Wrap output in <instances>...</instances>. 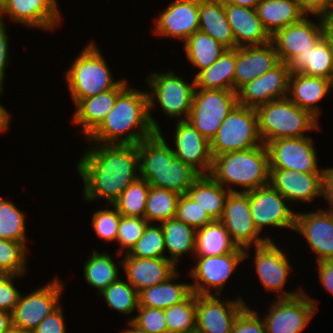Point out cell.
Here are the masks:
<instances>
[{"instance_id": "1", "label": "cell", "mask_w": 333, "mask_h": 333, "mask_svg": "<svg viewBox=\"0 0 333 333\" xmlns=\"http://www.w3.org/2000/svg\"><path fill=\"white\" fill-rule=\"evenodd\" d=\"M95 145L88 148L77 166L84 183V198L91 202L102 197L113 205L122 192L140 177L137 174L140 171L138 146Z\"/></svg>"}, {"instance_id": "2", "label": "cell", "mask_w": 333, "mask_h": 333, "mask_svg": "<svg viewBox=\"0 0 333 333\" xmlns=\"http://www.w3.org/2000/svg\"><path fill=\"white\" fill-rule=\"evenodd\" d=\"M155 132L149 120L148 93L128 86L87 139L95 144L138 145Z\"/></svg>"}, {"instance_id": "3", "label": "cell", "mask_w": 333, "mask_h": 333, "mask_svg": "<svg viewBox=\"0 0 333 333\" xmlns=\"http://www.w3.org/2000/svg\"><path fill=\"white\" fill-rule=\"evenodd\" d=\"M162 132L142 140L138 146L140 178L150 186L186 194L189 187L201 176L188 164L176 158Z\"/></svg>"}, {"instance_id": "4", "label": "cell", "mask_w": 333, "mask_h": 333, "mask_svg": "<svg viewBox=\"0 0 333 333\" xmlns=\"http://www.w3.org/2000/svg\"><path fill=\"white\" fill-rule=\"evenodd\" d=\"M224 188L228 184L242 186L248 192L270 184V163L267 146L228 152L213 157L209 174ZM227 184V185H226Z\"/></svg>"}, {"instance_id": "5", "label": "cell", "mask_w": 333, "mask_h": 333, "mask_svg": "<svg viewBox=\"0 0 333 333\" xmlns=\"http://www.w3.org/2000/svg\"><path fill=\"white\" fill-rule=\"evenodd\" d=\"M256 111L258 133L264 145L282 138L305 137L304 132L320 129L318 119L288 97L260 105Z\"/></svg>"}, {"instance_id": "6", "label": "cell", "mask_w": 333, "mask_h": 333, "mask_svg": "<svg viewBox=\"0 0 333 333\" xmlns=\"http://www.w3.org/2000/svg\"><path fill=\"white\" fill-rule=\"evenodd\" d=\"M103 57L95 43L90 42L64 74L75 105L81 99L115 88L122 81L113 80Z\"/></svg>"}, {"instance_id": "7", "label": "cell", "mask_w": 333, "mask_h": 333, "mask_svg": "<svg viewBox=\"0 0 333 333\" xmlns=\"http://www.w3.org/2000/svg\"><path fill=\"white\" fill-rule=\"evenodd\" d=\"M151 74L152 75H149L147 78V83L153 91H147L149 99V120L153 129L156 132H161L160 126L155 118L153 119L150 112L155 106V100H158L162 111L169 117L176 118L185 115L178 120H187L191 111L192 99L196 87L195 79L189 84L179 75H174L173 71H167L165 73L152 72Z\"/></svg>"}, {"instance_id": "8", "label": "cell", "mask_w": 333, "mask_h": 333, "mask_svg": "<svg viewBox=\"0 0 333 333\" xmlns=\"http://www.w3.org/2000/svg\"><path fill=\"white\" fill-rule=\"evenodd\" d=\"M255 108L237 104L221 123L210 141L212 156L252 149L262 145Z\"/></svg>"}, {"instance_id": "9", "label": "cell", "mask_w": 333, "mask_h": 333, "mask_svg": "<svg viewBox=\"0 0 333 333\" xmlns=\"http://www.w3.org/2000/svg\"><path fill=\"white\" fill-rule=\"evenodd\" d=\"M237 104L235 91L195 88L187 120L211 141L223 120Z\"/></svg>"}, {"instance_id": "10", "label": "cell", "mask_w": 333, "mask_h": 333, "mask_svg": "<svg viewBox=\"0 0 333 333\" xmlns=\"http://www.w3.org/2000/svg\"><path fill=\"white\" fill-rule=\"evenodd\" d=\"M247 255L246 250L237 248L234 252L220 256H198L197 264L189 273L195 279V283L190 284L191 292L196 295L221 296L223 285ZM212 288L216 290L215 294L211 293Z\"/></svg>"}, {"instance_id": "11", "label": "cell", "mask_w": 333, "mask_h": 333, "mask_svg": "<svg viewBox=\"0 0 333 333\" xmlns=\"http://www.w3.org/2000/svg\"><path fill=\"white\" fill-rule=\"evenodd\" d=\"M316 301L304 291L292 298H277L264 317L267 333H301L312 320Z\"/></svg>"}, {"instance_id": "12", "label": "cell", "mask_w": 333, "mask_h": 333, "mask_svg": "<svg viewBox=\"0 0 333 333\" xmlns=\"http://www.w3.org/2000/svg\"><path fill=\"white\" fill-rule=\"evenodd\" d=\"M63 286L58 278H54L29 295H21L12 312V326L31 333L46 316L60 306Z\"/></svg>"}, {"instance_id": "13", "label": "cell", "mask_w": 333, "mask_h": 333, "mask_svg": "<svg viewBox=\"0 0 333 333\" xmlns=\"http://www.w3.org/2000/svg\"><path fill=\"white\" fill-rule=\"evenodd\" d=\"M220 221L233 243L243 250H248L252 243L255 247L272 240L259 237L260 232L255 227L250 213L248 192H229Z\"/></svg>"}, {"instance_id": "14", "label": "cell", "mask_w": 333, "mask_h": 333, "mask_svg": "<svg viewBox=\"0 0 333 333\" xmlns=\"http://www.w3.org/2000/svg\"><path fill=\"white\" fill-rule=\"evenodd\" d=\"M313 139L308 136L282 138L269 142L270 169H289L303 173H322L318 169L316 149Z\"/></svg>"}, {"instance_id": "15", "label": "cell", "mask_w": 333, "mask_h": 333, "mask_svg": "<svg viewBox=\"0 0 333 333\" xmlns=\"http://www.w3.org/2000/svg\"><path fill=\"white\" fill-rule=\"evenodd\" d=\"M248 194L251 217L259 232L268 225L294 230L296 212L286 205V199L271 184Z\"/></svg>"}, {"instance_id": "16", "label": "cell", "mask_w": 333, "mask_h": 333, "mask_svg": "<svg viewBox=\"0 0 333 333\" xmlns=\"http://www.w3.org/2000/svg\"><path fill=\"white\" fill-rule=\"evenodd\" d=\"M278 30L271 36V42L277 52L279 61L288 63L298 54L307 52L326 34V18H319V24L307 19Z\"/></svg>"}, {"instance_id": "17", "label": "cell", "mask_w": 333, "mask_h": 333, "mask_svg": "<svg viewBox=\"0 0 333 333\" xmlns=\"http://www.w3.org/2000/svg\"><path fill=\"white\" fill-rule=\"evenodd\" d=\"M217 295H196V333H231L237 316L247 307L242 298L219 300Z\"/></svg>"}, {"instance_id": "18", "label": "cell", "mask_w": 333, "mask_h": 333, "mask_svg": "<svg viewBox=\"0 0 333 333\" xmlns=\"http://www.w3.org/2000/svg\"><path fill=\"white\" fill-rule=\"evenodd\" d=\"M290 74L288 64L280 61L271 70L237 91L238 104L256 109L272 100L288 97Z\"/></svg>"}, {"instance_id": "19", "label": "cell", "mask_w": 333, "mask_h": 333, "mask_svg": "<svg viewBox=\"0 0 333 333\" xmlns=\"http://www.w3.org/2000/svg\"><path fill=\"white\" fill-rule=\"evenodd\" d=\"M254 263L259 281L263 284L266 290L279 291L277 298H292L299 295L302 290L295 292H285L284 285L287 277L292 270L289 261L272 240L255 246ZM281 292V293H280ZM283 292V293H282Z\"/></svg>"}, {"instance_id": "20", "label": "cell", "mask_w": 333, "mask_h": 333, "mask_svg": "<svg viewBox=\"0 0 333 333\" xmlns=\"http://www.w3.org/2000/svg\"><path fill=\"white\" fill-rule=\"evenodd\" d=\"M174 134L176 149L173 151L176 158L181 159L200 175H209L213 163L210 141L188 120H177Z\"/></svg>"}, {"instance_id": "21", "label": "cell", "mask_w": 333, "mask_h": 333, "mask_svg": "<svg viewBox=\"0 0 333 333\" xmlns=\"http://www.w3.org/2000/svg\"><path fill=\"white\" fill-rule=\"evenodd\" d=\"M307 239L310 248L317 255V262L333 260V212L296 213L295 228Z\"/></svg>"}, {"instance_id": "22", "label": "cell", "mask_w": 333, "mask_h": 333, "mask_svg": "<svg viewBox=\"0 0 333 333\" xmlns=\"http://www.w3.org/2000/svg\"><path fill=\"white\" fill-rule=\"evenodd\" d=\"M158 17L155 34L185 41L199 31V0H174Z\"/></svg>"}, {"instance_id": "23", "label": "cell", "mask_w": 333, "mask_h": 333, "mask_svg": "<svg viewBox=\"0 0 333 333\" xmlns=\"http://www.w3.org/2000/svg\"><path fill=\"white\" fill-rule=\"evenodd\" d=\"M3 14L28 27L53 30L60 23L57 0H4Z\"/></svg>"}, {"instance_id": "24", "label": "cell", "mask_w": 333, "mask_h": 333, "mask_svg": "<svg viewBox=\"0 0 333 333\" xmlns=\"http://www.w3.org/2000/svg\"><path fill=\"white\" fill-rule=\"evenodd\" d=\"M277 52L272 42L263 45L236 48V67L234 91L271 70L279 63Z\"/></svg>"}, {"instance_id": "25", "label": "cell", "mask_w": 333, "mask_h": 333, "mask_svg": "<svg viewBox=\"0 0 333 333\" xmlns=\"http://www.w3.org/2000/svg\"><path fill=\"white\" fill-rule=\"evenodd\" d=\"M270 184L287 200L286 202H311L321 196L322 173L270 169Z\"/></svg>"}, {"instance_id": "26", "label": "cell", "mask_w": 333, "mask_h": 333, "mask_svg": "<svg viewBox=\"0 0 333 333\" xmlns=\"http://www.w3.org/2000/svg\"><path fill=\"white\" fill-rule=\"evenodd\" d=\"M121 265L128 283L139 293L167 280L177 270L168 258H137L125 253Z\"/></svg>"}, {"instance_id": "27", "label": "cell", "mask_w": 333, "mask_h": 333, "mask_svg": "<svg viewBox=\"0 0 333 333\" xmlns=\"http://www.w3.org/2000/svg\"><path fill=\"white\" fill-rule=\"evenodd\" d=\"M224 8L236 48L263 45L271 41V36L263 27L256 9L230 3H224Z\"/></svg>"}, {"instance_id": "28", "label": "cell", "mask_w": 333, "mask_h": 333, "mask_svg": "<svg viewBox=\"0 0 333 333\" xmlns=\"http://www.w3.org/2000/svg\"><path fill=\"white\" fill-rule=\"evenodd\" d=\"M125 79L113 89L81 99L75 106L73 122L82 125V132L88 137L112 110L117 97L128 87Z\"/></svg>"}, {"instance_id": "29", "label": "cell", "mask_w": 333, "mask_h": 333, "mask_svg": "<svg viewBox=\"0 0 333 333\" xmlns=\"http://www.w3.org/2000/svg\"><path fill=\"white\" fill-rule=\"evenodd\" d=\"M290 73H302L333 82V43L325 34L307 52L293 57L288 63Z\"/></svg>"}, {"instance_id": "30", "label": "cell", "mask_w": 333, "mask_h": 333, "mask_svg": "<svg viewBox=\"0 0 333 333\" xmlns=\"http://www.w3.org/2000/svg\"><path fill=\"white\" fill-rule=\"evenodd\" d=\"M333 89V82L320 77L307 76L302 73L290 74L288 98L301 109L309 111L319 118L320 109L316 103ZM292 97H289V96ZM316 104V105H315Z\"/></svg>"}, {"instance_id": "31", "label": "cell", "mask_w": 333, "mask_h": 333, "mask_svg": "<svg viewBox=\"0 0 333 333\" xmlns=\"http://www.w3.org/2000/svg\"><path fill=\"white\" fill-rule=\"evenodd\" d=\"M199 31L206 33L226 49L236 48L222 1L199 0Z\"/></svg>"}, {"instance_id": "32", "label": "cell", "mask_w": 333, "mask_h": 333, "mask_svg": "<svg viewBox=\"0 0 333 333\" xmlns=\"http://www.w3.org/2000/svg\"><path fill=\"white\" fill-rule=\"evenodd\" d=\"M229 192H236L231 187L227 190L210 175H201L187 190V195L205 210L212 220H220Z\"/></svg>"}, {"instance_id": "33", "label": "cell", "mask_w": 333, "mask_h": 333, "mask_svg": "<svg viewBox=\"0 0 333 333\" xmlns=\"http://www.w3.org/2000/svg\"><path fill=\"white\" fill-rule=\"evenodd\" d=\"M256 12L270 36L306 16L295 0H260Z\"/></svg>"}, {"instance_id": "34", "label": "cell", "mask_w": 333, "mask_h": 333, "mask_svg": "<svg viewBox=\"0 0 333 333\" xmlns=\"http://www.w3.org/2000/svg\"><path fill=\"white\" fill-rule=\"evenodd\" d=\"M236 48L226 49L209 67L195 76V88L234 91Z\"/></svg>"}, {"instance_id": "35", "label": "cell", "mask_w": 333, "mask_h": 333, "mask_svg": "<svg viewBox=\"0 0 333 333\" xmlns=\"http://www.w3.org/2000/svg\"><path fill=\"white\" fill-rule=\"evenodd\" d=\"M177 277L178 271L167 280L139 292V306L166 309L183 301L191 293V287L187 283H172Z\"/></svg>"}, {"instance_id": "36", "label": "cell", "mask_w": 333, "mask_h": 333, "mask_svg": "<svg viewBox=\"0 0 333 333\" xmlns=\"http://www.w3.org/2000/svg\"><path fill=\"white\" fill-rule=\"evenodd\" d=\"M237 248L220 220H213L196 230L194 254L197 256H220Z\"/></svg>"}, {"instance_id": "37", "label": "cell", "mask_w": 333, "mask_h": 333, "mask_svg": "<svg viewBox=\"0 0 333 333\" xmlns=\"http://www.w3.org/2000/svg\"><path fill=\"white\" fill-rule=\"evenodd\" d=\"M165 248L171 257H167L175 265L179 257L186 252H195L196 230L176 218L162 222Z\"/></svg>"}, {"instance_id": "38", "label": "cell", "mask_w": 333, "mask_h": 333, "mask_svg": "<svg viewBox=\"0 0 333 333\" xmlns=\"http://www.w3.org/2000/svg\"><path fill=\"white\" fill-rule=\"evenodd\" d=\"M184 49L189 61L200 71L211 66L226 50L215 39L201 31H196L184 41Z\"/></svg>"}, {"instance_id": "39", "label": "cell", "mask_w": 333, "mask_h": 333, "mask_svg": "<svg viewBox=\"0 0 333 333\" xmlns=\"http://www.w3.org/2000/svg\"><path fill=\"white\" fill-rule=\"evenodd\" d=\"M90 257L84 265V277L88 284L101 293L119 278L118 267L107 252L93 250Z\"/></svg>"}, {"instance_id": "40", "label": "cell", "mask_w": 333, "mask_h": 333, "mask_svg": "<svg viewBox=\"0 0 333 333\" xmlns=\"http://www.w3.org/2000/svg\"><path fill=\"white\" fill-rule=\"evenodd\" d=\"M180 194L163 188L150 186L144 218L148 223L165 222L175 218Z\"/></svg>"}, {"instance_id": "41", "label": "cell", "mask_w": 333, "mask_h": 333, "mask_svg": "<svg viewBox=\"0 0 333 333\" xmlns=\"http://www.w3.org/2000/svg\"><path fill=\"white\" fill-rule=\"evenodd\" d=\"M168 333H196V294L164 309Z\"/></svg>"}, {"instance_id": "42", "label": "cell", "mask_w": 333, "mask_h": 333, "mask_svg": "<svg viewBox=\"0 0 333 333\" xmlns=\"http://www.w3.org/2000/svg\"><path fill=\"white\" fill-rule=\"evenodd\" d=\"M150 184L142 178L132 182L113 203L122 216L144 218Z\"/></svg>"}, {"instance_id": "43", "label": "cell", "mask_w": 333, "mask_h": 333, "mask_svg": "<svg viewBox=\"0 0 333 333\" xmlns=\"http://www.w3.org/2000/svg\"><path fill=\"white\" fill-rule=\"evenodd\" d=\"M25 216L14 203L0 198V238L26 243Z\"/></svg>"}, {"instance_id": "44", "label": "cell", "mask_w": 333, "mask_h": 333, "mask_svg": "<svg viewBox=\"0 0 333 333\" xmlns=\"http://www.w3.org/2000/svg\"><path fill=\"white\" fill-rule=\"evenodd\" d=\"M101 295L105 298L109 308L123 314H131L138 309V292L129 283L121 281L119 278L102 291Z\"/></svg>"}, {"instance_id": "45", "label": "cell", "mask_w": 333, "mask_h": 333, "mask_svg": "<svg viewBox=\"0 0 333 333\" xmlns=\"http://www.w3.org/2000/svg\"><path fill=\"white\" fill-rule=\"evenodd\" d=\"M165 242L161 225L148 223L143 235L130 249L128 254L137 258H167L164 256Z\"/></svg>"}, {"instance_id": "46", "label": "cell", "mask_w": 333, "mask_h": 333, "mask_svg": "<svg viewBox=\"0 0 333 333\" xmlns=\"http://www.w3.org/2000/svg\"><path fill=\"white\" fill-rule=\"evenodd\" d=\"M26 245L0 238V274L23 276L26 272Z\"/></svg>"}, {"instance_id": "47", "label": "cell", "mask_w": 333, "mask_h": 333, "mask_svg": "<svg viewBox=\"0 0 333 333\" xmlns=\"http://www.w3.org/2000/svg\"><path fill=\"white\" fill-rule=\"evenodd\" d=\"M148 222L145 218L135 216H121L117 232L116 242L122 246L118 255L123 254L126 248V253L136 244L141 238Z\"/></svg>"}, {"instance_id": "48", "label": "cell", "mask_w": 333, "mask_h": 333, "mask_svg": "<svg viewBox=\"0 0 333 333\" xmlns=\"http://www.w3.org/2000/svg\"><path fill=\"white\" fill-rule=\"evenodd\" d=\"M175 218L198 230L213 220L187 194L179 197Z\"/></svg>"}, {"instance_id": "49", "label": "cell", "mask_w": 333, "mask_h": 333, "mask_svg": "<svg viewBox=\"0 0 333 333\" xmlns=\"http://www.w3.org/2000/svg\"><path fill=\"white\" fill-rule=\"evenodd\" d=\"M112 210H98L92 215V227L98 237L106 241H116L121 214L113 206Z\"/></svg>"}, {"instance_id": "50", "label": "cell", "mask_w": 333, "mask_h": 333, "mask_svg": "<svg viewBox=\"0 0 333 333\" xmlns=\"http://www.w3.org/2000/svg\"><path fill=\"white\" fill-rule=\"evenodd\" d=\"M137 311L138 315L129 320L136 327L148 333H168L164 309L138 305Z\"/></svg>"}, {"instance_id": "51", "label": "cell", "mask_w": 333, "mask_h": 333, "mask_svg": "<svg viewBox=\"0 0 333 333\" xmlns=\"http://www.w3.org/2000/svg\"><path fill=\"white\" fill-rule=\"evenodd\" d=\"M231 333H267L264 320L253 309L246 307L233 323Z\"/></svg>"}, {"instance_id": "52", "label": "cell", "mask_w": 333, "mask_h": 333, "mask_svg": "<svg viewBox=\"0 0 333 333\" xmlns=\"http://www.w3.org/2000/svg\"><path fill=\"white\" fill-rule=\"evenodd\" d=\"M19 275L0 274V310L12 312L17 305L21 293L15 288L13 282Z\"/></svg>"}, {"instance_id": "53", "label": "cell", "mask_w": 333, "mask_h": 333, "mask_svg": "<svg viewBox=\"0 0 333 333\" xmlns=\"http://www.w3.org/2000/svg\"><path fill=\"white\" fill-rule=\"evenodd\" d=\"M31 333H67L61 305L46 316Z\"/></svg>"}, {"instance_id": "54", "label": "cell", "mask_w": 333, "mask_h": 333, "mask_svg": "<svg viewBox=\"0 0 333 333\" xmlns=\"http://www.w3.org/2000/svg\"><path fill=\"white\" fill-rule=\"evenodd\" d=\"M305 15L313 14L316 17L329 19V6L331 0H295Z\"/></svg>"}, {"instance_id": "55", "label": "cell", "mask_w": 333, "mask_h": 333, "mask_svg": "<svg viewBox=\"0 0 333 333\" xmlns=\"http://www.w3.org/2000/svg\"><path fill=\"white\" fill-rule=\"evenodd\" d=\"M5 23H0V87H3V81L5 78V69L7 66L8 57V35L5 30Z\"/></svg>"}, {"instance_id": "56", "label": "cell", "mask_w": 333, "mask_h": 333, "mask_svg": "<svg viewBox=\"0 0 333 333\" xmlns=\"http://www.w3.org/2000/svg\"><path fill=\"white\" fill-rule=\"evenodd\" d=\"M317 265L321 284L333 294V260L318 261Z\"/></svg>"}, {"instance_id": "57", "label": "cell", "mask_w": 333, "mask_h": 333, "mask_svg": "<svg viewBox=\"0 0 333 333\" xmlns=\"http://www.w3.org/2000/svg\"><path fill=\"white\" fill-rule=\"evenodd\" d=\"M321 196L330 204L329 211L333 210V168H325L322 171ZM332 205V206H331Z\"/></svg>"}, {"instance_id": "58", "label": "cell", "mask_w": 333, "mask_h": 333, "mask_svg": "<svg viewBox=\"0 0 333 333\" xmlns=\"http://www.w3.org/2000/svg\"><path fill=\"white\" fill-rule=\"evenodd\" d=\"M12 327V314L0 310V333H6Z\"/></svg>"}, {"instance_id": "59", "label": "cell", "mask_w": 333, "mask_h": 333, "mask_svg": "<svg viewBox=\"0 0 333 333\" xmlns=\"http://www.w3.org/2000/svg\"><path fill=\"white\" fill-rule=\"evenodd\" d=\"M3 93V87H0V94ZM10 122V114L0 103V132L8 129Z\"/></svg>"}, {"instance_id": "60", "label": "cell", "mask_w": 333, "mask_h": 333, "mask_svg": "<svg viewBox=\"0 0 333 333\" xmlns=\"http://www.w3.org/2000/svg\"><path fill=\"white\" fill-rule=\"evenodd\" d=\"M223 3H230L237 6L247 7V8H253L256 9V6L260 2V0H219Z\"/></svg>"}, {"instance_id": "61", "label": "cell", "mask_w": 333, "mask_h": 333, "mask_svg": "<svg viewBox=\"0 0 333 333\" xmlns=\"http://www.w3.org/2000/svg\"><path fill=\"white\" fill-rule=\"evenodd\" d=\"M130 328L123 330L122 333H148L138 327H136L131 321H128Z\"/></svg>"}, {"instance_id": "62", "label": "cell", "mask_w": 333, "mask_h": 333, "mask_svg": "<svg viewBox=\"0 0 333 333\" xmlns=\"http://www.w3.org/2000/svg\"><path fill=\"white\" fill-rule=\"evenodd\" d=\"M326 34L331 39L333 43V18L326 19Z\"/></svg>"}, {"instance_id": "63", "label": "cell", "mask_w": 333, "mask_h": 333, "mask_svg": "<svg viewBox=\"0 0 333 333\" xmlns=\"http://www.w3.org/2000/svg\"><path fill=\"white\" fill-rule=\"evenodd\" d=\"M6 333H30V332L12 326Z\"/></svg>"}, {"instance_id": "64", "label": "cell", "mask_w": 333, "mask_h": 333, "mask_svg": "<svg viewBox=\"0 0 333 333\" xmlns=\"http://www.w3.org/2000/svg\"><path fill=\"white\" fill-rule=\"evenodd\" d=\"M333 18V0H331L330 2V6H329V19Z\"/></svg>"}, {"instance_id": "65", "label": "cell", "mask_w": 333, "mask_h": 333, "mask_svg": "<svg viewBox=\"0 0 333 333\" xmlns=\"http://www.w3.org/2000/svg\"><path fill=\"white\" fill-rule=\"evenodd\" d=\"M4 17L3 15V5L2 2L0 1V23L3 21L2 18Z\"/></svg>"}]
</instances>
